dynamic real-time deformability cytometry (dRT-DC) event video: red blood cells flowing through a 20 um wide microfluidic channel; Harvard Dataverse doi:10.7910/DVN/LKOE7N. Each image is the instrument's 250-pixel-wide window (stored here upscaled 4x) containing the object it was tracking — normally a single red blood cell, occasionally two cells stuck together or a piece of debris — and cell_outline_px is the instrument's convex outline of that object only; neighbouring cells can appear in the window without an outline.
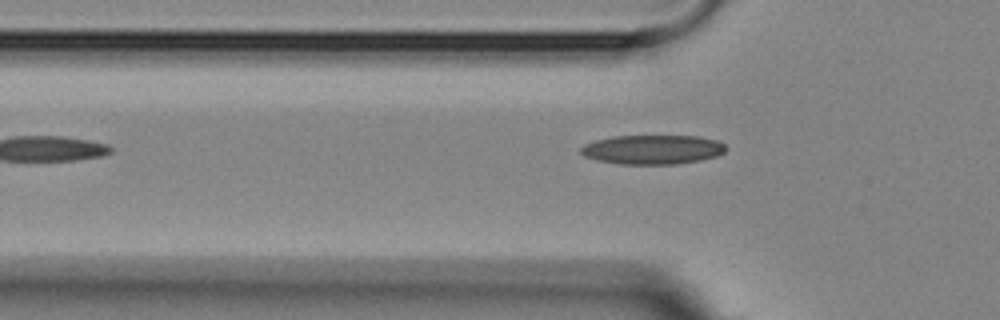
{"species": "Egyptian fruit bat (a non-hibernating species)", "species_latin": "Rousettus aegyptiacus", "temperature_condition": "room temperature", "stored_images_in_passage": 4, "camera_frame_rate_fps": 3000, "um_per_image_px": 0.085, "animal": {"sex": "female"}, "frame": {"image": 1, "passage_image": 4, "time_ms": 3.333, "image_size_px": [1000, 320], "cell_outline_px": [[728, 148], [724, 152], [716, 156], [700, 160], [676, 164], [620, 164], [596, 160], [584, 156], [580, 152], [580, 148], [584, 144], [596, 140], [612, 136], [700, 136], [716, 140], [724, 144]], "centroid_in_image_um": [55.46, 12.71], "position_along_channel_um": 70.3, "area_um2": 24.85}}